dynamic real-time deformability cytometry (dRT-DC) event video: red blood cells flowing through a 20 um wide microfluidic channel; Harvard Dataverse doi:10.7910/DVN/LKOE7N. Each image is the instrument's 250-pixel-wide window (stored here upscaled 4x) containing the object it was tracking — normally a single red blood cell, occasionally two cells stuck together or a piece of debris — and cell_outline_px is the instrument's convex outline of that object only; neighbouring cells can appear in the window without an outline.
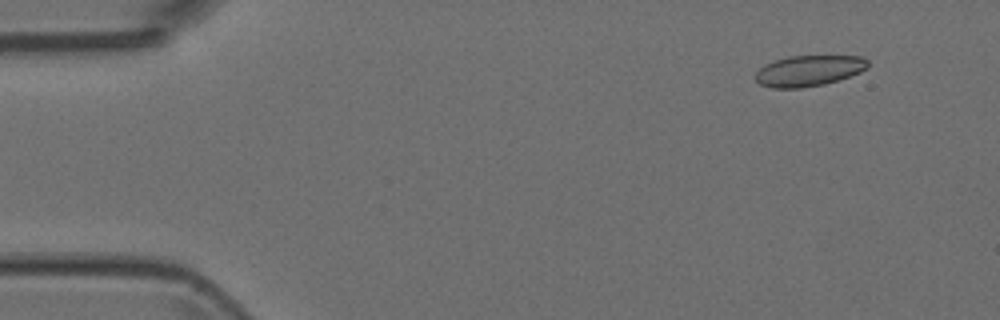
{"species": "Egyptian fruit bat (a non-hibernating species)", "species_latin": "Rousettus aegyptiacus", "temperature_condition": "room temperature", "stored_images_in_passage": 5, "camera_frame_rate_fps": 3000, "um_per_image_px": 0.085, "animal": {"sex": "female"}, "frame": {"image": 1, "passage_image": 2, "time_ms": 0.333, "image_size_px": [1000, 320], "cell_outline_px": [[868, 68], [860, 72], [824, 84], [800, 88], [772, 88], [760, 84], [752, 76], [764, 64], [788, 56], [864, 56], [868, 60]], "centroid_in_image_um": [68.72, 6.01], "position_along_channel_um": 16.3, "area_um2": 20.23}}
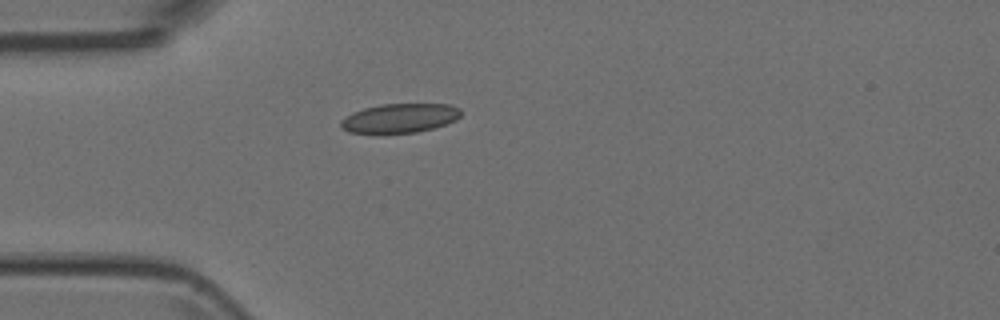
{"frame": {"image": 2, "passage_image": 5, "time_ms": 1.333, "image_size_px": [1000, 320], "cell_outline_px": [[460, 116], [456, 120], [432, 128], [416, 132], [348, 132], [340, 124], [340, 120], [352, 112], [364, 108], [380, 104], [452, 104], [460, 108]], "centroid_in_image_um": [34.0, 10.01], "position_along_channel_um": 51.0, "area_um2": 20.11}}